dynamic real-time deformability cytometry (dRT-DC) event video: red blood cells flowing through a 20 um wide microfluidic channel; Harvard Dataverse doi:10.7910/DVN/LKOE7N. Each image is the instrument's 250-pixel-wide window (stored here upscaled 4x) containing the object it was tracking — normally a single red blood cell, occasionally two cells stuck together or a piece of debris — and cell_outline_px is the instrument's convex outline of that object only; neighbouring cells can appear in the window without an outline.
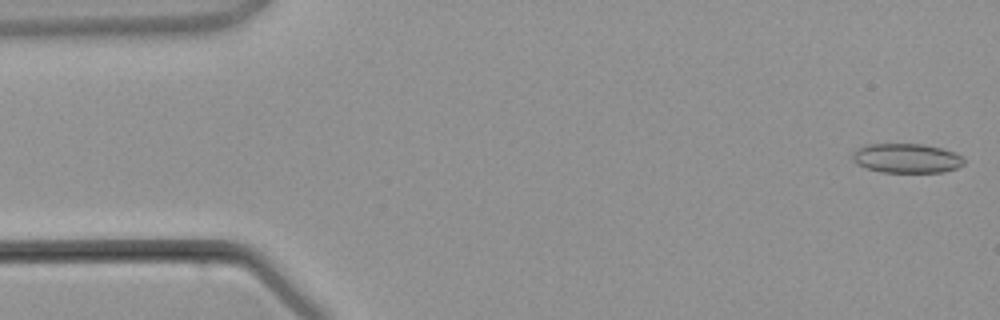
{"species": "common noctule bat (a hibernating species)", "species_latin": "Nyctalus noctula", "temperature_condition": "warm", "stored_images_in_passage": 4, "camera_frame_rate_fps": 3000, "um_per_image_px": 0.085, "animal": {"sex": "male", "body_mass_g": 21.5, "forearm_length_mm": 52.0}, "frame": {"image": 1, "passage_image": 1, "time_ms": 0.0, "image_size_px": [1000, 320], "cell_outline_px": [[964, 164], [956, 168], [944, 172], [880, 172], [856, 164], [852, 160], [852, 152], [856, 148], [864, 144], [924, 144], [944, 148], [964, 156]], "centroid_in_image_um": [77.06, 13.44], "position_along_channel_um": 7.9, "area_um2": 19.42}}
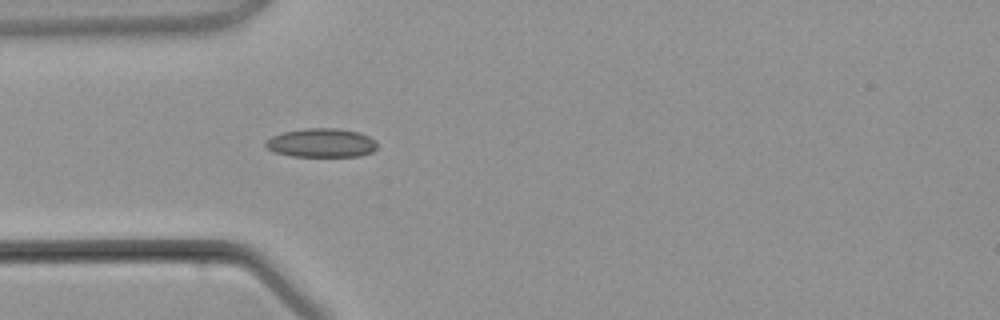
{"frame": {"image": 2, "passage_image": 4, "time_ms": 3.667, "image_size_px": [1000, 320], "cell_outline_px": [[376, 148], [372, 152], [360, 156], [292, 156], [276, 152], [268, 148], [264, 144], [264, 140], [272, 136], [284, 132], [304, 128], [336, 128], [360, 132], [376, 140]], "centroid_in_image_um": [27.33, 12.14], "position_along_channel_um": 57.7, "area_um2": 18.79}}